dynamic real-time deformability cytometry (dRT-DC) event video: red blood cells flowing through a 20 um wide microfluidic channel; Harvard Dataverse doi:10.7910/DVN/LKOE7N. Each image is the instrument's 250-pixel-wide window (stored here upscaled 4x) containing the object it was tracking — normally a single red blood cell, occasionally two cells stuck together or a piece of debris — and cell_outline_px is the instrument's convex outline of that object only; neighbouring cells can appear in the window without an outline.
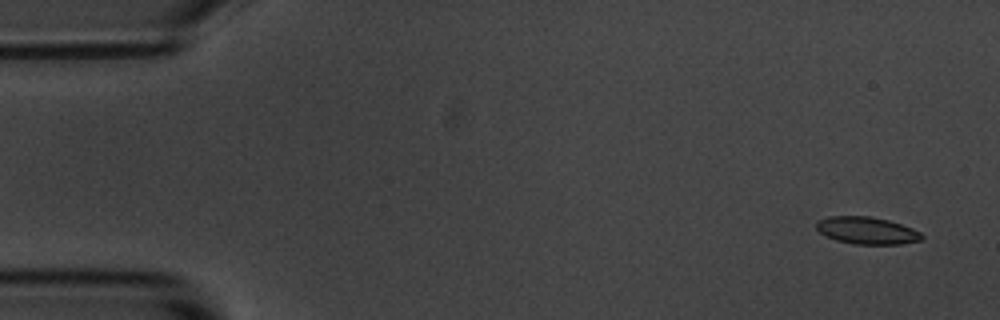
{"species": "common noctule bat (a hibernating species)", "species_latin": "Nyctalus noctula", "temperature_condition": "room temperature", "stored_images_in_passage": 9, "camera_frame_rate_fps": 3000, "um_per_image_px": 0.085, "animal": {"sex": "male", "body_mass_g": 20.1, "forearm_length_mm": 53.5}, "frame": {"image": 1, "passage_image": 1, "time_ms": 0.0, "image_size_px": [1000, 320], "cell_outline_px": [[924, 236], [920, 240], [900, 244], [856, 244], [836, 240], [820, 232], [816, 228], [816, 220], [828, 216], [872, 216], [888, 220], [912, 228], [920, 232]], "centroid_in_image_um": [73.67, 19.58], "position_along_channel_um": 11.3, "area_um2": 16.65}}
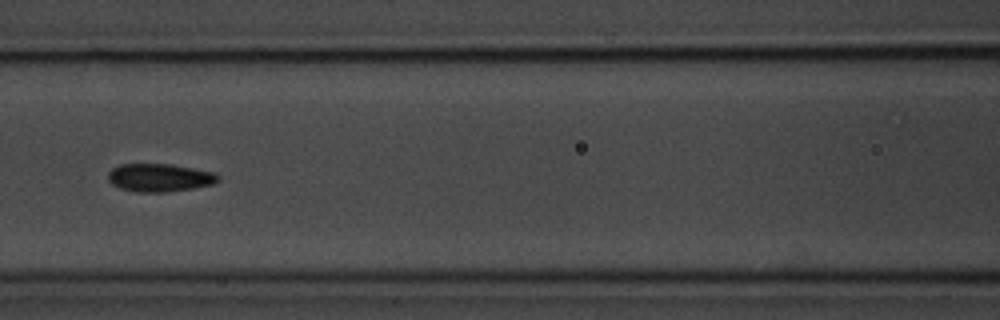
{"frame": {"image": 2, "passage_image": 7, "time_ms": 7.0, "image_size_px": [1000, 320], "cell_outline_px": [[220, 180], [212, 184], [192, 188], [168, 192], [136, 192], [120, 188], [112, 184], [108, 180], [108, 172], [112, 168], [120, 164], [172, 164], [216, 172], [220, 176]], "centroid_in_image_um": [13.58, 15.09], "position_along_channel_um": 153.0, "area_um2": 18.15}}
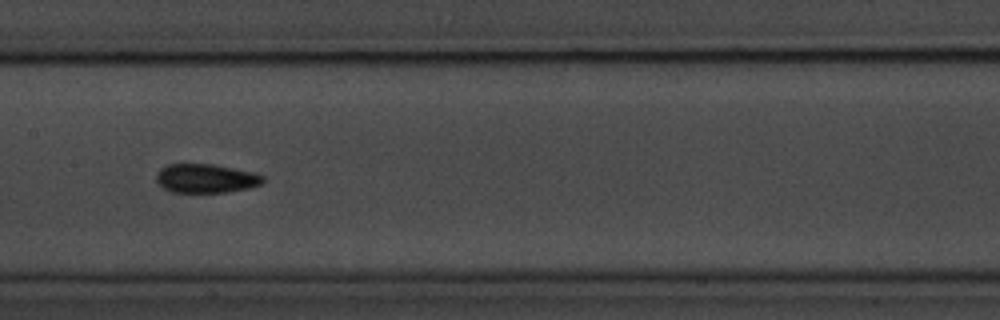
{"frame": {"image": 3, "passage_image": 8, "time_ms": 8.0, "image_size_px": [1000, 320], "cell_outline_px": [[264, 180], [260, 184], [248, 188], [228, 192], [172, 192], [164, 188], [156, 180], [156, 172], [160, 168], [168, 164], [212, 164], [256, 172], [264, 176]], "centroid_in_image_um": [17.5, 15.15], "position_along_channel_um": 189.9, "area_um2": 18.03}}